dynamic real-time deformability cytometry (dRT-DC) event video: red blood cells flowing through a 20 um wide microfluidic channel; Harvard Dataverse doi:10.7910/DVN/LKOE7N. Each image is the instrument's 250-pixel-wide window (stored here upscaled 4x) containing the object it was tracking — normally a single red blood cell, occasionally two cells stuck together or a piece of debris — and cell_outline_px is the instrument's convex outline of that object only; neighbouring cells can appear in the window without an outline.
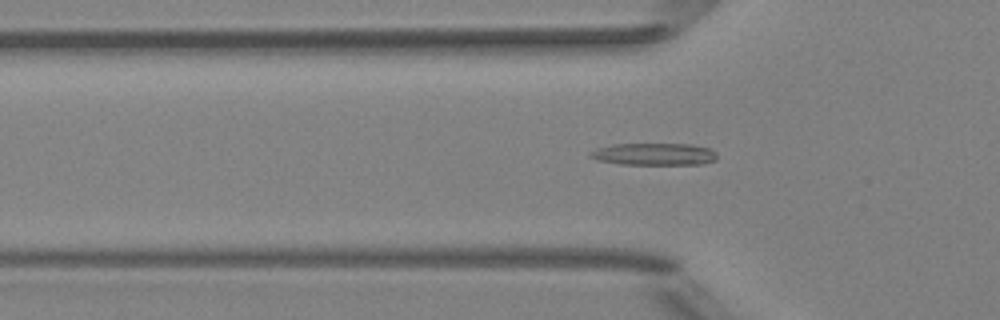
{"species": "Egyptian fruit bat (a non-hibernating species)", "species_latin": "Rousettus aegyptiacus", "temperature_condition": "room temperature", "stored_images_in_passage": 48, "camera_frame_rate_fps": 3000, "um_per_image_px": 0.085, "animal": {"sex": "female"}, "frame": {"image": 1, "passage_image": 14, "time_ms": 4.333, "image_size_px": [1000, 320], "cell_outline_px": [[716, 160], [700, 164], [620, 164], [596, 160], [588, 156], [588, 152], [596, 148], [612, 144], [692, 144], [712, 148], [716, 152]], "centroid_in_image_um": [55.58, 13.09], "position_along_channel_um": 70.2, "area_um2": 16.53}}
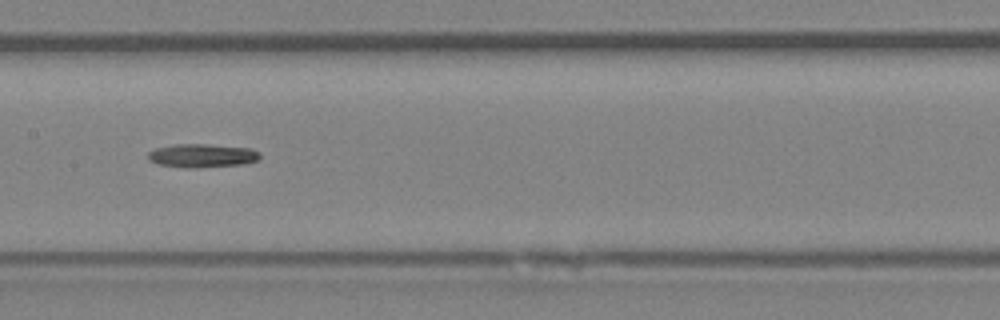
{"frame": {"image": 2, "passage_image": 23, "time_ms": 7.333, "image_size_px": [1000, 320], "cell_outline_px": [[260, 156], [256, 160], [244, 164], [196, 168], [184, 168], [160, 164], [148, 160], [148, 152], [156, 148], [172, 144], [208, 144], [252, 148], [260, 152]], "centroid_in_image_um": [17.18, 13.22], "position_along_channel_um": 190.2, "area_um2": 15.49}}
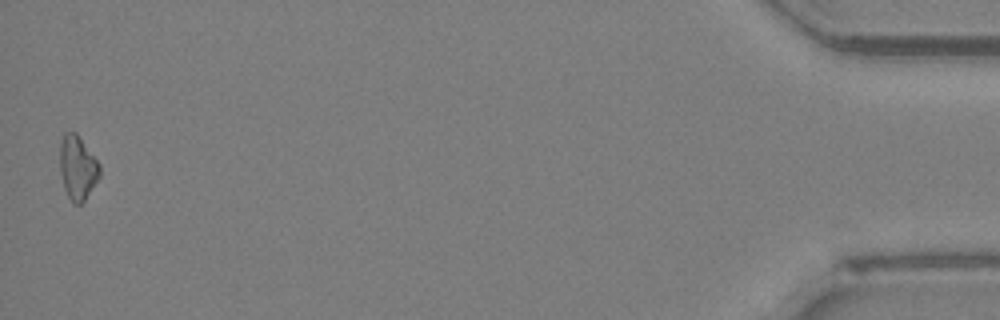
{"frame": {"image": 3, "passage_image": 48, "time_ms": 15.667, "image_size_px": [1000, 320], "cell_outline_px": [[100, 176], [84, 200], [80, 204], [72, 204], [64, 188], [60, 172], [60, 144], [64, 132], [76, 132], [100, 164]], "centroid_in_image_um": [6.59, 14.25], "position_along_channel_um": 428.6, "area_um2": 14.8}, "authors_computed_cell_mechanics": {"area_um2": 15.0858, "velocity_mm_per_s": 4.0133, "shape_relaxation_time_tau1_ms": 5.8643, "shape_relaxation_time_tau2_ms": null, "deformation_change_tau1": 0.1279, "deformation_change_tau2": null}}